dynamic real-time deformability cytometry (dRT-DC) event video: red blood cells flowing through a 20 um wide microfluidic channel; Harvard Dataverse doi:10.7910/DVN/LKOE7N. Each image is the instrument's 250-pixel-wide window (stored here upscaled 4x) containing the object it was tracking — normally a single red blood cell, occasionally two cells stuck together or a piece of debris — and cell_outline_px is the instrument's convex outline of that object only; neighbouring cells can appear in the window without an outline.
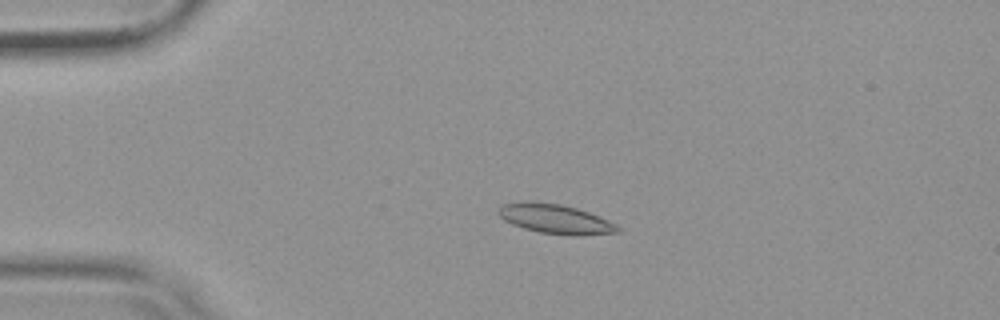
{"species": "common noctule bat (a hibernating species)", "species_latin": "Nyctalus noctula", "temperature_condition": "warm", "stored_images_in_passage": 54, "camera_frame_rate_fps": 3000, "um_per_image_px": 0.085, "animal": {"sex": "female", "body_mass_g": 19.9}, "frame": {"image": 1, "passage_image": 13, "time_ms": 4.0, "image_size_px": [1000, 320], "cell_outline_px": [[620, 232], [540, 232], [524, 228], [512, 224], [504, 220], [496, 212], [500, 204], [560, 204], [576, 208], [588, 212], [608, 220], [616, 224], [620, 228]], "centroid_in_image_um": [47.14, 18.58], "position_along_channel_um": 37.9, "area_um2": 18.55}}
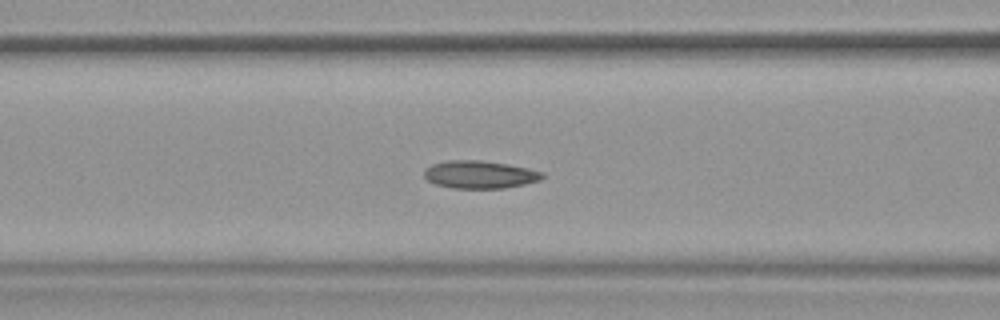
{"frame": {"image": 2, "passage_image": 23, "time_ms": 7.333, "image_size_px": [1000, 320], "cell_outline_px": [[544, 176], [540, 180], [524, 184], [504, 188], [452, 188], [436, 184], [428, 180], [424, 176], [424, 168], [432, 164], [448, 160], [480, 160], [508, 164], [528, 168], [544, 172]], "centroid_in_image_um": [40.77, 14.83], "position_along_channel_um": 125.8, "area_um2": 19.13}}
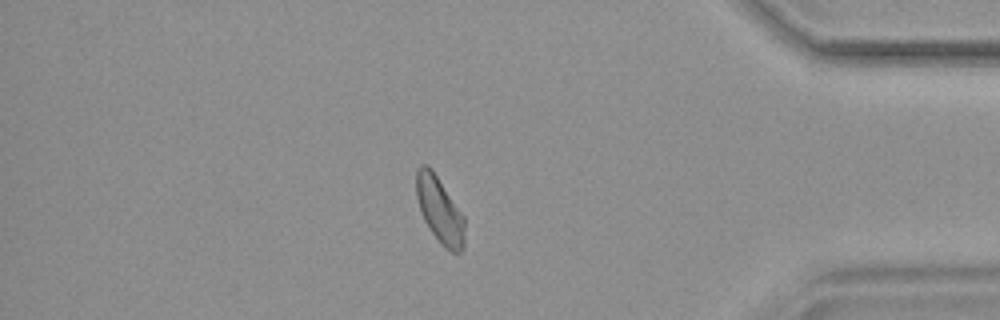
{"frame": {"image": 3, "passage_image": 47, "time_ms": 15.333, "image_size_px": [1000, 320], "cell_outline_px": [[464, 248], [460, 252], [452, 252], [444, 248], [440, 244], [424, 220], [416, 196], [416, 172], [420, 164], [428, 164], [432, 168], [464, 216]], "centroid_in_image_um": [37.37, 17.84], "position_along_channel_um": 397.8, "area_um2": 18.67}, "authors_computed_cell_mechanics": {"area_um2": 19.1318, "velocity_mm_per_s": 3.7876, "shape_relaxation_time_tau1_ms": null, "shape_relaxation_time_tau2_ms": 2.144, "deformation_change_tau1": null, "deformation_change_tau2": 0.0777}}